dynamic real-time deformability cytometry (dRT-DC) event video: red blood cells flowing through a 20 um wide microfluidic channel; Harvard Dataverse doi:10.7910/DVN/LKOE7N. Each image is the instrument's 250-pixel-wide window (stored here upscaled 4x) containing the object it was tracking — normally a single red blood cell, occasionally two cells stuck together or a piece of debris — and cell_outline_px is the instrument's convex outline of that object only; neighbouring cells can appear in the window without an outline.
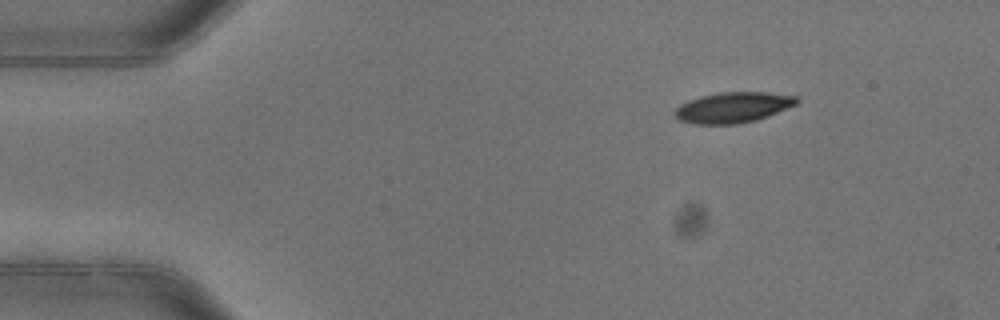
{"species": "common noctule bat (a hibernating species)", "species_latin": "Nyctalus noctula", "temperature_condition": "warm", "stored_images_in_passage": 3, "camera_frame_rate_fps": 3000, "um_per_image_px": 0.085, "animal": {"sex": "female"}, "frame": {"image": 1, "passage_image": 1, "time_ms": 0.0, "image_size_px": [1000, 320], "cell_outline_px": [[800, 100], [796, 104], [768, 116], [756, 120], [736, 124], [692, 124], [676, 120], [676, 108], [680, 104], [688, 100], [700, 96], [720, 92], [768, 92], [796, 96]], "centroid_in_image_um": [62.29, 9.13], "position_along_channel_um": 22.7, "area_um2": 21.79}}